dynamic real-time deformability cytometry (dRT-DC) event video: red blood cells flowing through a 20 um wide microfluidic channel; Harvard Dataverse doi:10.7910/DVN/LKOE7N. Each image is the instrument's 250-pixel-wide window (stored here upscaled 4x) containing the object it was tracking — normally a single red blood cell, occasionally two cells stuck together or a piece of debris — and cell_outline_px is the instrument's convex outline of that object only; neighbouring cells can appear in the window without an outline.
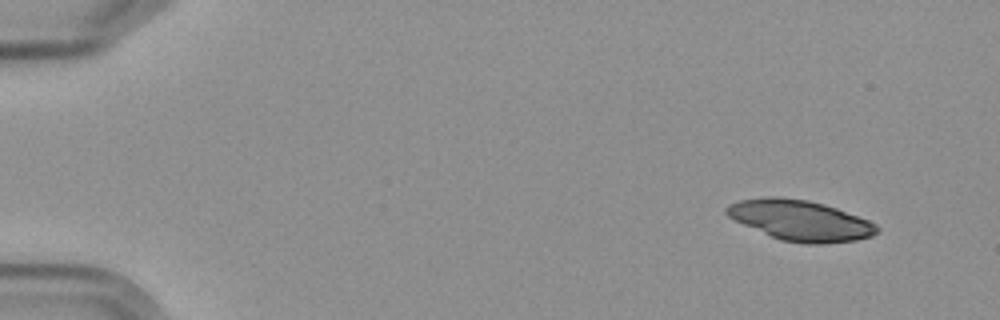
{"species": "Egyptian fruit bat (a non-hibernating species)", "species_latin": "Rousettus aegyptiacus", "temperature_condition": "cold", "stored_images_in_passage": 10, "camera_frame_rate_fps": 3000, "um_per_image_px": 0.085, "frame": {"image": 1, "passage_image": 1, "time_ms": 0.0, "image_size_px": [1000, 320], "cell_outline_px": [[880, 232], [872, 236], [856, 240], [820, 244], [808, 244], [780, 240], [744, 224], [728, 216], [724, 212], [724, 208], [728, 204], [740, 200], [764, 196], [780, 196], [808, 200], [824, 204], [836, 208], [868, 220], [876, 224], [880, 228]], "centroid_in_image_um": [68.03, 18.72], "position_along_channel_um": 17.0, "area_um2": 35.49}}